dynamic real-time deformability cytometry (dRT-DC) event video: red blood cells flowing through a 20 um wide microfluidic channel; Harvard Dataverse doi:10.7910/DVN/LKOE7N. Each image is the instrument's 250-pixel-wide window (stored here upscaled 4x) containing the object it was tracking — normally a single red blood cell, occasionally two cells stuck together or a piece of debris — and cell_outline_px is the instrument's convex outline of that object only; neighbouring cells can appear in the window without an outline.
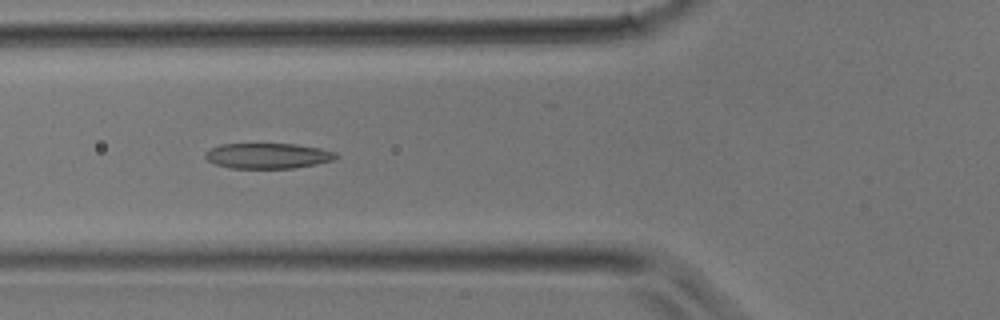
{"species": "common noctule bat (a hibernating species)", "species_latin": "Nyctalus noctula", "temperature_condition": "room temperature", "stored_images_in_passage": 27, "camera_frame_rate_fps": 3000, "um_per_image_px": 0.085, "animal": {"sex": "male", "body_mass_g": 17.9}, "frame": {"image": 1, "passage_image": 12, "time_ms": 3.667, "image_size_px": [1000, 320], "cell_outline_px": [[340, 156], [332, 160], [316, 164], [296, 168], [232, 168], [216, 164], [208, 160], [204, 156], [212, 148], [220, 144], [296, 144], [320, 148], [336, 152]], "centroid_in_image_um": [22.82, 13.24], "position_along_channel_um": 103.0, "area_um2": 19.25}}
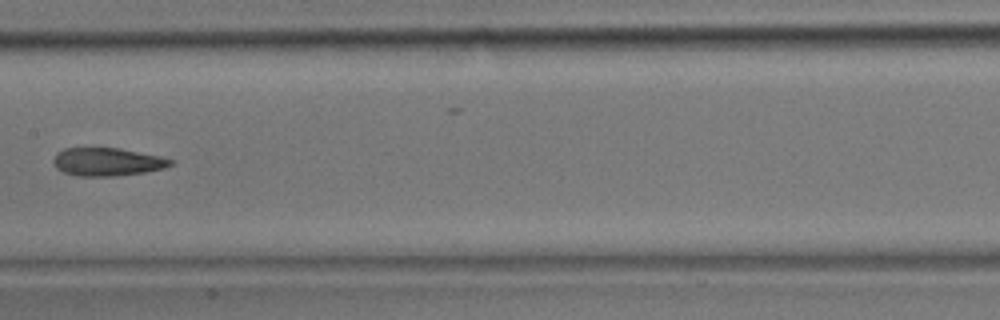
{"frame": {"image": 2, "passage_image": 17, "time_ms": 5.333, "image_size_px": [1000, 320], "cell_outline_px": [[172, 164], [164, 168], [144, 172], [116, 176], [76, 176], [64, 172], [56, 168], [52, 164], [52, 160], [56, 152], [64, 148], [120, 148], [160, 156], [172, 160]], "centroid_in_image_um": [9.06, 13.75], "position_along_channel_um": 198.3, "area_um2": 19.25}}
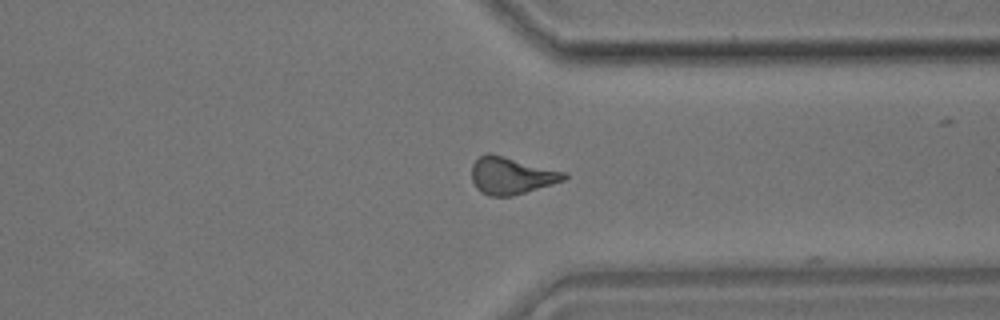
{"frame": {"image": 3, "passage_image": 26, "time_ms": 8.333, "image_size_px": [1000, 320], "cell_outline_px": [[568, 176], [564, 180], [512, 196], [488, 196], [480, 192], [476, 188], [472, 180], [472, 164], [480, 156], [488, 152], [568, 172]], "centroid_in_image_um": [43.46, 14.92], "position_along_channel_um": 367.9, "area_um2": 20.0}}